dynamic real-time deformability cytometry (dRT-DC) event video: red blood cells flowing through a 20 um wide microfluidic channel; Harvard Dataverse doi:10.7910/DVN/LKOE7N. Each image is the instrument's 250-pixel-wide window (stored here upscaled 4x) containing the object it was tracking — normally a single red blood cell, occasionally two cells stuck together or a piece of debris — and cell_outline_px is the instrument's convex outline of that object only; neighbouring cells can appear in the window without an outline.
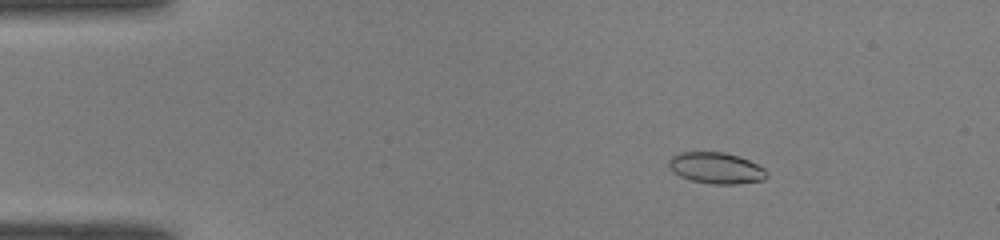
{"species": "common noctule bat (a hibernating species)", "species_latin": "Nyctalus noctula", "temperature_condition": "room temperature", "stored_images_in_passage": 50, "camera_frame_rate_fps": 3000, "um_per_image_px": 0.085, "animal": {"sex": "male", "body_mass_g": 19.0, "forearm_length_mm": 50.8}, "frame": {"image": 1, "passage_image": 8, "time_ms": 2.333, "image_size_px": [1000, 240], "cell_outline_px": [[768, 176], [764, 180], [736, 184], [712, 184], [692, 180], [680, 176], [672, 172], [668, 168], [668, 160], [672, 156], [680, 152], [724, 152], [748, 160], [764, 168], [768, 172]], "centroid_in_image_um": [60.85, 14.29], "position_along_channel_um": 24.1, "area_um2": 17.86}}
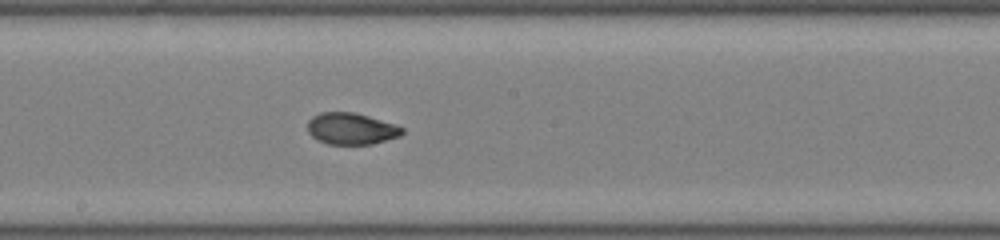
{"frame": {"image": 2, "passage_image": 28, "time_ms": 9.0, "image_size_px": [1000, 240], "cell_outline_px": [[404, 132], [400, 136], [372, 144], [328, 144], [316, 140], [308, 132], [308, 120], [312, 116], [320, 112], [356, 112], [396, 124], [404, 128]], "centroid_in_image_um": [29.86, 10.93], "position_along_channel_um": 218.3, "area_um2": 17.63}}
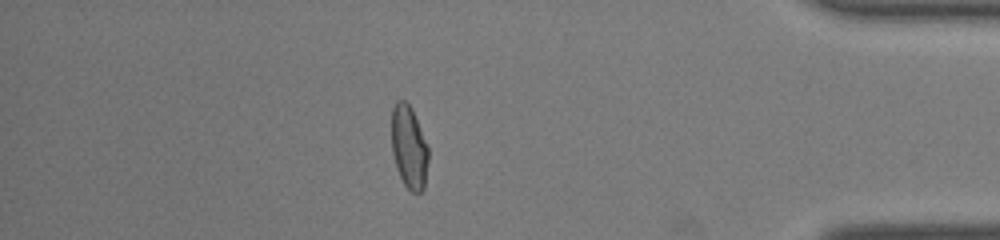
{"frame": {"image": 3, "passage_image": 44, "time_ms": 14.333, "image_size_px": [1000, 240], "cell_outline_px": [[428, 160], [424, 188], [420, 192], [412, 192], [404, 184], [396, 168], [392, 152], [392, 108], [396, 100], [404, 100], [412, 108], [428, 148]], "centroid_in_image_um": [34.75, 12.5], "position_along_channel_um": 400.4, "area_um2": 17.69}, "authors_computed_cell_mechanics": {"area_um2": 17.8024, "velocity_mm_per_s": 4.0847, "shape_relaxation_time_tau1_ms": 4.849, "shape_relaxation_time_tau2_ms": 1.3305, "deformation_change_tau1": 0.1755, "deformation_change_tau2": 0.0424}}